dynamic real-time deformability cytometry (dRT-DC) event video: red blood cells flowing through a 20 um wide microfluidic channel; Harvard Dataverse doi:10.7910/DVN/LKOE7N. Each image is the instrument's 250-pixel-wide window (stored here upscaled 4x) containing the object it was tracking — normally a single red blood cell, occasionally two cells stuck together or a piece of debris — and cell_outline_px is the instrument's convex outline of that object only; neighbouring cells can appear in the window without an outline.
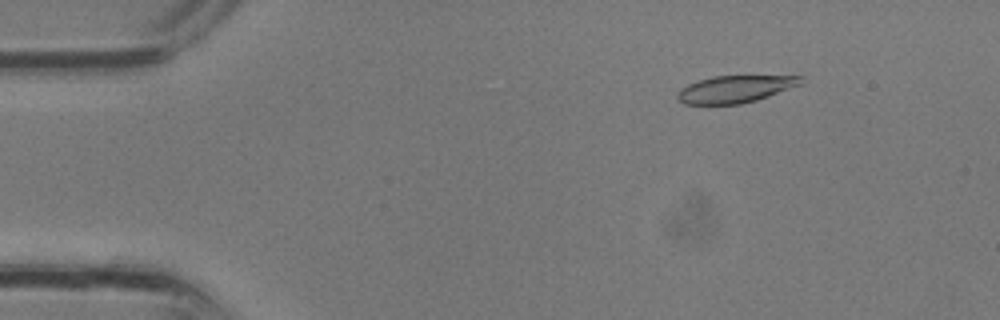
{"species": "common noctule bat (a hibernating species)", "species_latin": "Nyctalus noctula", "temperature_condition": "room temperature", "stored_images_in_passage": 4, "camera_frame_rate_fps": 3000, "um_per_image_px": 0.085, "animal": {"sex": "male", "body_mass_g": 13.3}, "frame": {"image": 1, "passage_image": 4, "time_ms": 1.0, "image_size_px": [1000, 320], "cell_outline_px": [[804, 84], [756, 100], [740, 104], [684, 104], [676, 96], [680, 88], [688, 84], [712, 76], [804, 76]], "centroid_in_image_um": [62.53, 7.57], "position_along_channel_um": 22.5, "area_um2": 19.54}}